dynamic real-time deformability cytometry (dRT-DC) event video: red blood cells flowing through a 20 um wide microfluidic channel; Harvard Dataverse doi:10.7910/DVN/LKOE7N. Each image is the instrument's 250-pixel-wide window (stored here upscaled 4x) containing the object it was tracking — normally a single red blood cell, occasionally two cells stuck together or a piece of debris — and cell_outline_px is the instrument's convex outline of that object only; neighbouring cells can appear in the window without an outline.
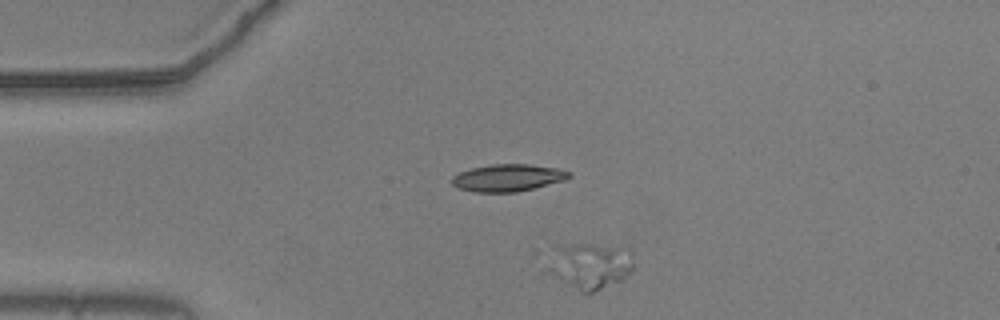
{"species": "common noctule bat (a hibernating species)", "species_latin": "Nyctalus noctula", "temperature_condition": "warm", "stored_images_in_passage": 21, "camera_frame_rate_fps": 3000, "um_per_image_px": 0.085, "animal": {"sex": "male", "body_mass_g": 20.5, "forearm_length_mm": 52.5}, "frame": {"image": 1, "passage_image": 1, "time_ms": 0.0, "image_size_px": [1000, 320], "cell_outline_px": [[632, 268], [620, 280], [592, 292], [580, 292], [544, 268], [552, 244], [592, 244], [628, 248], [632, 252]], "centroid_in_image_um": [50.05, 22.52], "position_along_channel_um": 35.0, "area_um2": 23.24}}
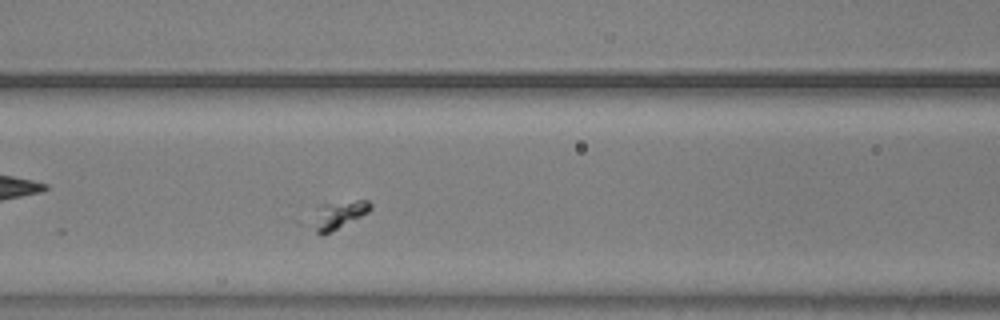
{"frame": {"image": 2, "passage_image": 13, "time_ms": 4.0, "image_size_px": [1000, 320], "cell_outline_px": [[372, 208], [368, 212], [332, 232], [320, 236], [300, 224], [320, 204], [356, 200], [368, 200], [372, 204]], "centroid_in_image_um": [28.5, 18.33], "position_along_channel_um": 138.1, "area_um2": 10.69}}
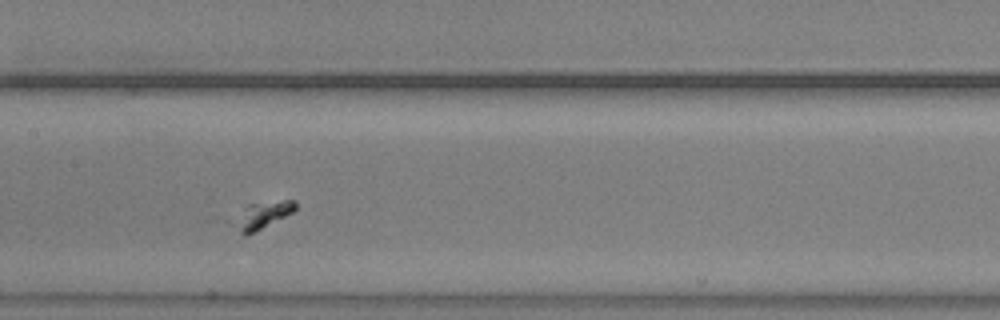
{"frame": {"image": 3, "passage_image": 17, "time_ms": 5.333, "image_size_px": [1000, 320], "cell_outline_px": [[296, 208], [292, 212], [256, 232], [248, 236], [244, 236], [220, 220], [248, 204], [284, 200], [296, 200]], "centroid_in_image_um": [21.98, 18.35], "position_along_channel_um": 185.4, "area_um2": 10.92}}